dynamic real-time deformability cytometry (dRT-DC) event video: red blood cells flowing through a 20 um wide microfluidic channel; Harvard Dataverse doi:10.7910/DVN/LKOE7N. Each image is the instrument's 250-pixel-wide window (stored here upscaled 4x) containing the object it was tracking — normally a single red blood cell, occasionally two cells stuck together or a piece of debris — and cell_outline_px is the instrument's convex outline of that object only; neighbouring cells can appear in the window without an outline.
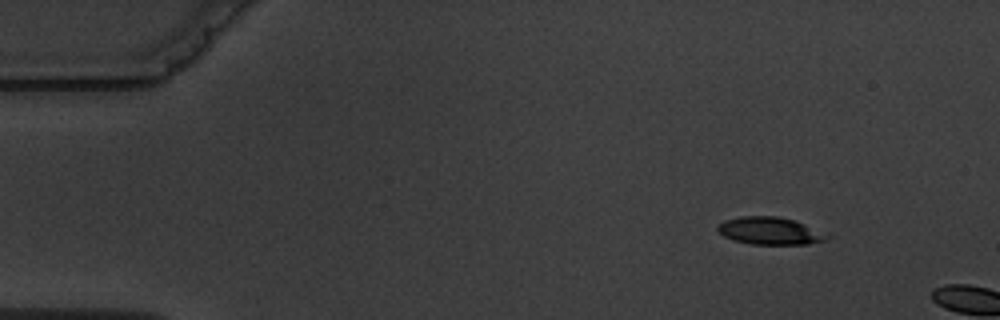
{"species": "common noctule bat (a hibernating species)", "species_latin": "Nyctalus noctula", "temperature_condition": "warm", "stored_images_in_passage": 4, "camera_frame_rate_fps": 3000, "um_per_image_px": 0.085, "animal": {"sex": "male", "body_mass_g": 19.5, "forearm_length_mm": 54.6}, "frame": {"image": 1, "passage_image": 2, "time_ms": 1.333, "image_size_px": [1000, 320], "cell_outline_px": [[832, 236], [828, 240], [808, 244], [752, 244], [732, 240], [724, 236], [716, 228], [724, 220], [740, 216], [776, 216], [796, 220]], "centroid_in_image_um": [65.47, 19.62], "position_along_channel_um": 19.5, "area_um2": 17.57}}